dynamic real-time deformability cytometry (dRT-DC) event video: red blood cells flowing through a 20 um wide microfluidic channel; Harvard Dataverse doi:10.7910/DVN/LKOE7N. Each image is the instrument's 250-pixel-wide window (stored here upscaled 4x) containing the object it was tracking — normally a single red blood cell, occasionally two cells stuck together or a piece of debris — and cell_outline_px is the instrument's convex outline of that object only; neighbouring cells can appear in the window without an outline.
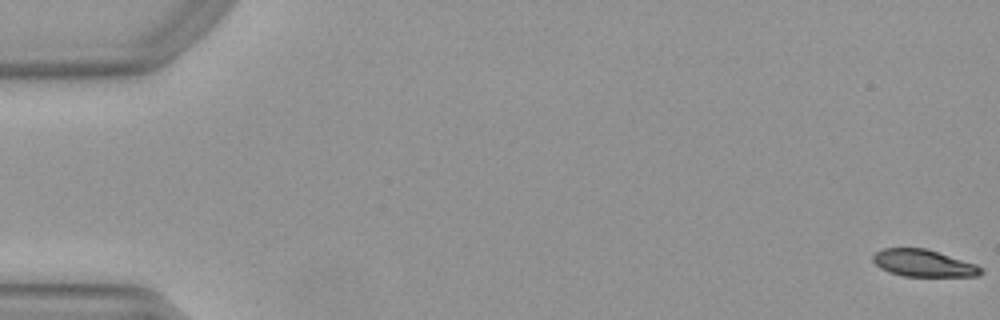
{"species": "Egyptian fruit bat (a non-hibernating species)", "species_latin": "Rousettus aegyptiacus", "temperature_condition": "warm", "stored_images_in_passage": 53, "camera_frame_rate_fps": 3000, "um_per_image_px": 0.085, "animal": {"sex": "female"}, "frame": {"image": 1, "passage_image": 1, "time_ms": 0.0, "image_size_px": [1000, 320], "cell_outline_px": [[984, 272], [980, 276], [904, 276], [888, 272], [880, 268], [872, 260], [872, 256], [876, 252], [884, 248], [924, 248], [976, 264], [984, 268]], "centroid_in_image_um": [78.51, 22.38], "position_along_channel_um": 6.5, "area_um2": 16.99}}
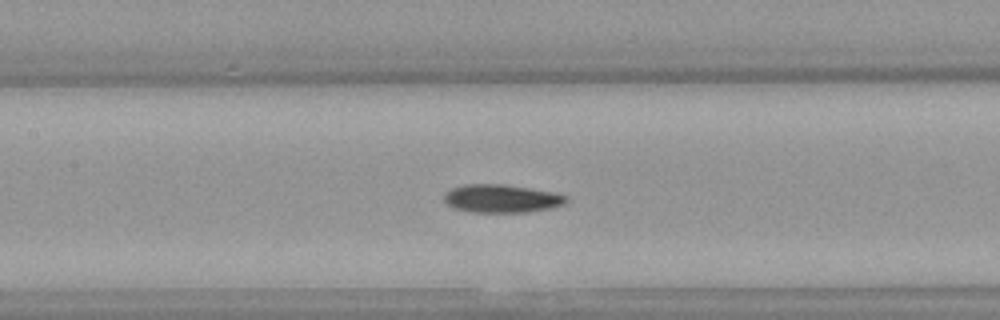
{"frame": {"image": 2, "passage_image": 25, "time_ms": 8.0, "image_size_px": [1000, 320], "cell_outline_px": [[568, 200], [564, 204], [548, 208], [524, 212], [472, 212], [456, 208], [448, 204], [444, 200], [444, 192], [452, 188], [464, 184], [504, 184], [556, 192], [568, 196]], "centroid_in_image_um": [42.64, 16.86], "position_along_channel_um": 164.8, "area_um2": 20.0}}
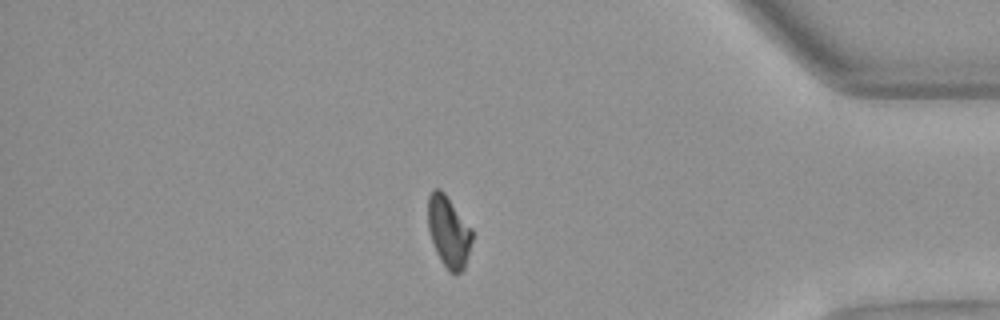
{"frame": {"image": 3, "passage_image": 45, "time_ms": 14.667, "image_size_px": [1000, 320], "cell_outline_px": [[472, 240], [464, 268], [460, 272], [448, 272], [440, 260], [436, 252], [428, 228], [428, 196], [432, 188], [440, 188], [444, 192], [472, 228]], "centroid_in_image_um": [38.12, 19.66], "position_along_channel_um": 397.1, "area_um2": 18.32}, "authors_computed_cell_mechanics": {"area_um2": 19.1896, "velocity_mm_per_s": 3.965, "shape_relaxation_time_tau1_ms": 6.1811, "shape_relaxation_time_tau2_ms": null, "deformation_change_tau1": 0.1912, "deformation_change_tau2": null}}